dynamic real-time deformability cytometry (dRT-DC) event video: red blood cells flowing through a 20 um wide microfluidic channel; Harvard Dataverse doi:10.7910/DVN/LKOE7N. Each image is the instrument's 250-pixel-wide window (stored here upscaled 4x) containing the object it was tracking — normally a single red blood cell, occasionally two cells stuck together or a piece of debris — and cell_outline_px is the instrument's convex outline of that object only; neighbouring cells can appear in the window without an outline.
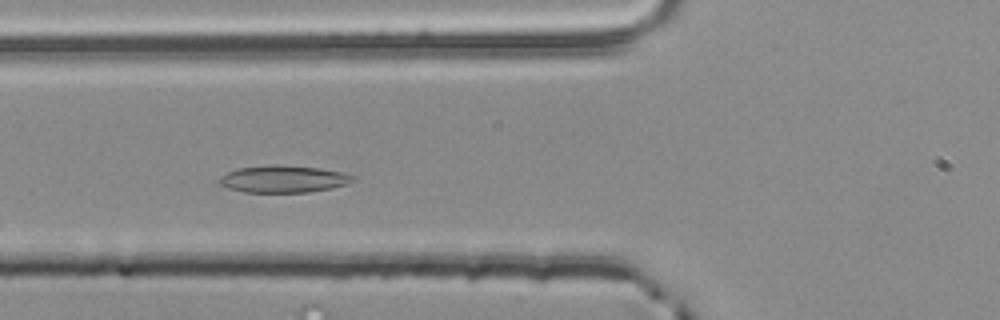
{"species": "common noctule bat (a hibernating species)", "species_latin": "Nyctalus noctula", "temperature_condition": "room temperature", "stored_images_in_passage": 48, "camera_frame_rate_fps": 3000, "um_per_image_px": 0.085, "animal": {"sex": "male", "body_mass_g": 20.4}, "frame": {"image": 1, "passage_image": 14, "time_ms": 4.333, "image_size_px": [1000, 320], "cell_outline_px": [[356, 180], [332, 188], [308, 192], [244, 192], [228, 188], [220, 184], [216, 180], [220, 176], [236, 168], [272, 164], [280, 164], [320, 168], [340, 172], [356, 176]], "centroid_in_image_um": [24.05, 15.2], "position_along_channel_um": 101.7, "area_um2": 21.27}}
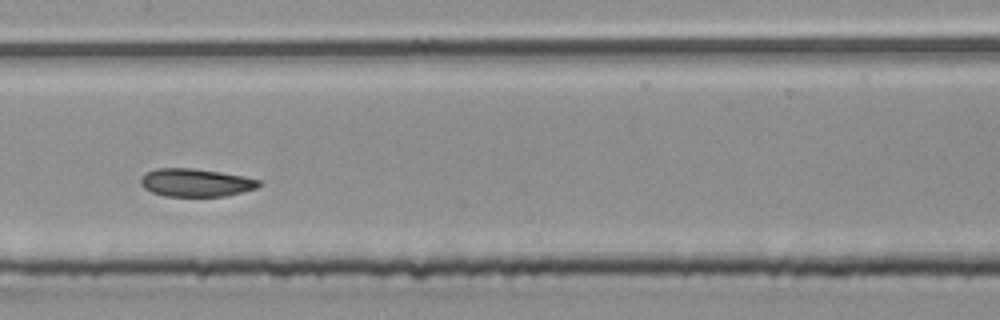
{"frame": {"image": 2, "passage_image": 21, "time_ms": 6.667, "image_size_px": [1000, 320], "cell_outline_px": [[260, 184], [256, 188], [228, 196], [164, 196], [152, 192], [144, 188], [140, 184], [140, 180], [144, 172], [156, 168], [192, 168], [220, 172], [244, 176], [260, 180]], "centroid_in_image_um": [16.61, 15.52], "position_along_channel_um": 190.8, "area_um2": 19.36}}
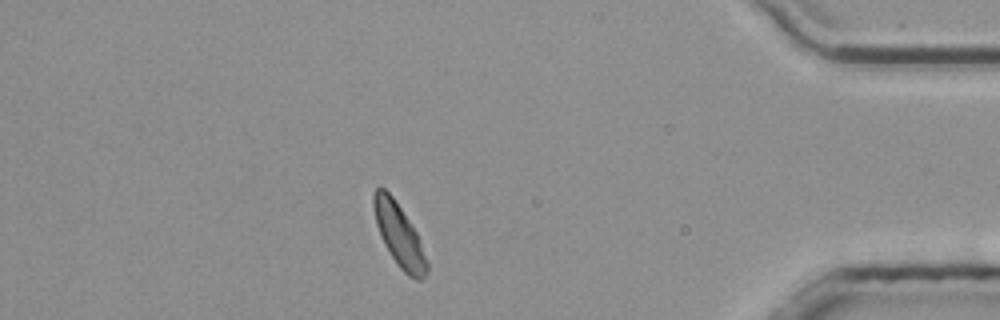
{"frame": {"image": 3, "passage_image": 41, "time_ms": 13.333, "image_size_px": [1000, 320], "cell_outline_px": [[428, 272], [420, 280], [416, 280], [408, 276], [400, 268], [384, 244], [380, 236], [376, 224], [372, 204], [372, 196], [376, 188], [384, 188], [392, 196], [416, 232], [428, 264]], "centroid_in_image_um": [33.9, 19.99], "position_along_channel_um": 401.3, "area_um2": 19.07}, "authors_computed_cell_mechanics": {"area_um2": 19.4497, "velocity_mm_per_s": 3.797, "shape_relaxation_time_tau1_ms": 6.3683, "shape_relaxation_time_tau2_ms": 0.8371, "deformation_change_tau1": 0.1447, "deformation_change_tau2": 0.0474}}